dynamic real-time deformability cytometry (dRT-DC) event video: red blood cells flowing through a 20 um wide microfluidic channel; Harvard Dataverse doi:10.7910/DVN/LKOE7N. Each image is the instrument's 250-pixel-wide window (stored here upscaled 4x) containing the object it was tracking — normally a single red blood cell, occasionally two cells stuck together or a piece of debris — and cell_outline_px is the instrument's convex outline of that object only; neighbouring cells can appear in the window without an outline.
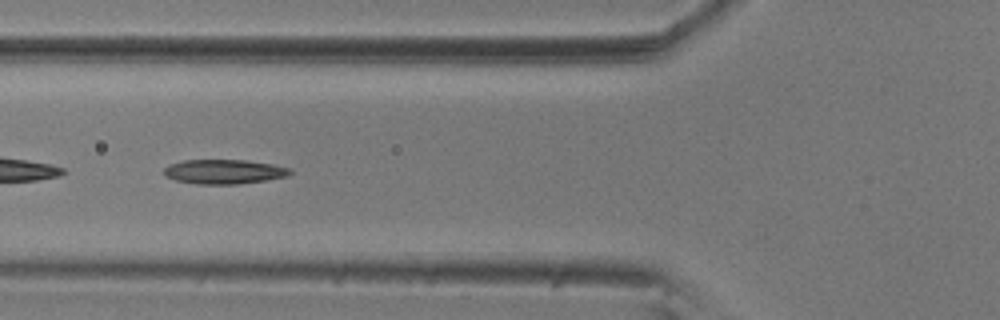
{"species": "common noctule bat (a hibernating species)", "species_latin": "Nyctalus noctula", "temperature_condition": "room temperature", "stored_images_in_passage": 5, "camera_frame_rate_fps": 3000, "um_per_image_px": 0.085, "animal": {"sex": "male", "body_mass_g": 20.5, "forearm_length_mm": 52.5}, "frame": {"image": 1, "passage_image": 2, "time_ms": 0.333, "image_size_px": [1000, 320], "cell_outline_px": [[292, 172], [288, 176], [240, 184], [196, 184], [176, 180], [164, 176], [164, 168], [168, 164], [184, 160], [248, 160], [272, 164], [292, 168]], "centroid_in_image_um": [19.04, 14.59], "position_along_channel_um": 106.8, "area_um2": 18.09}}
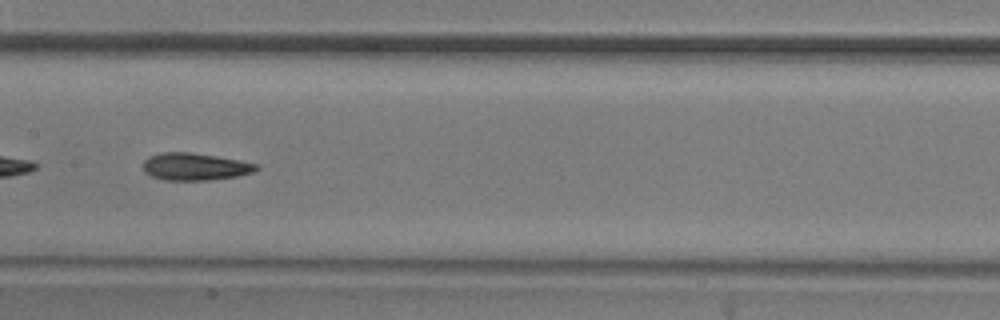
{"frame": {"image": 2, "passage_image": 4, "time_ms": 1.0, "image_size_px": [1000, 320], "cell_outline_px": [[260, 168], [252, 172], [236, 176], [208, 180], [164, 180], [152, 176], [144, 172], [144, 160], [148, 156], [160, 152], [188, 152], [216, 156], [240, 160], [260, 164]], "centroid_in_image_um": [16.57, 14.16], "position_along_channel_um": 190.8, "area_um2": 18.03}}
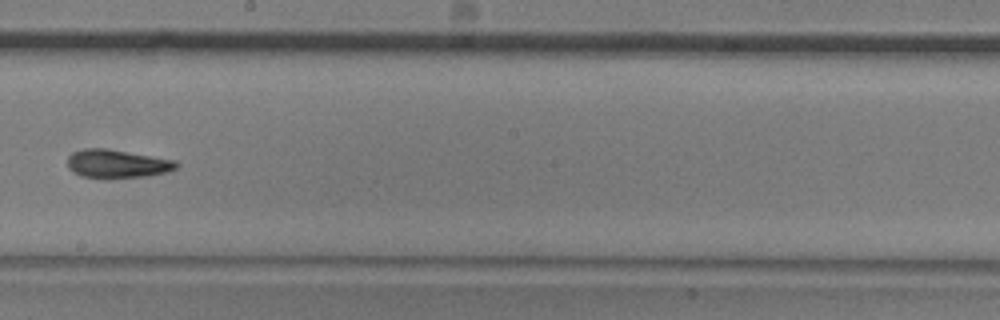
{"frame": {"image": 3, "passage_image": 5, "time_ms": 1.333, "image_size_px": [1000, 320], "cell_outline_px": [[180, 164], [176, 168], [168, 172], [148, 176], [112, 180], [108, 180], [80, 176], [72, 172], [68, 168], [68, 156], [72, 152], [84, 148], [104, 148], [176, 160]], "centroid_in_image_um": [9.94, 13.96], "position_along_channel_um": 238.3, "area_um2": 18.61}}